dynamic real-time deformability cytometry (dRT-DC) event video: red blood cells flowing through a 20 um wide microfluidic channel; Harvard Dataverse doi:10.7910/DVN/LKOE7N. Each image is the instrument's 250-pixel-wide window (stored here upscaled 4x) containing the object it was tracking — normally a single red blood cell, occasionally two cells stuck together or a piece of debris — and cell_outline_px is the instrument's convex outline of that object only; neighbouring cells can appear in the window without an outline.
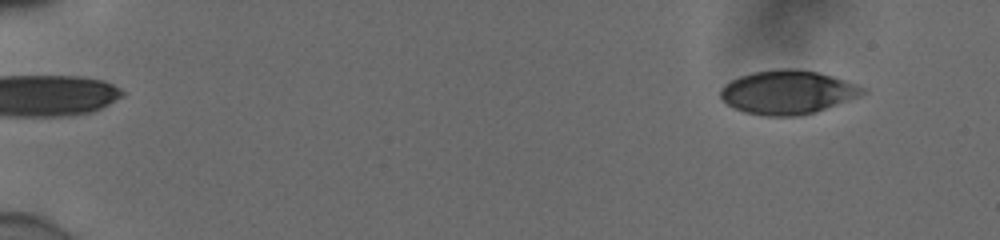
{"species": "human", "species_latin": "Homo sapiens", "temperature_condition": "cold", "stored_images_in_passage": 54, "camera_frame_rate_fps": 3000, "um_per_image_px": 0.085, "donor": {"sex": "male"}, "frame": {"image": 1, "passage_image": 5, "time_ms": 1.333, "image_size_px": [1000, 240], "cell_outline_px": [[868, 92], [860, 96], [816, 112], [800, 116], [768, 116], [744, 112], [728, 104], [720, 96], [720, 88], [724, 84], [740, 76], [752, 72], [780, 68], [792, 68], [816, 72], [832, 76], [868, 88]], "centroid_in_image_um": [66.97, 7.84], "position_along_channel_um": 18.0, "area_um2": 36.3}}
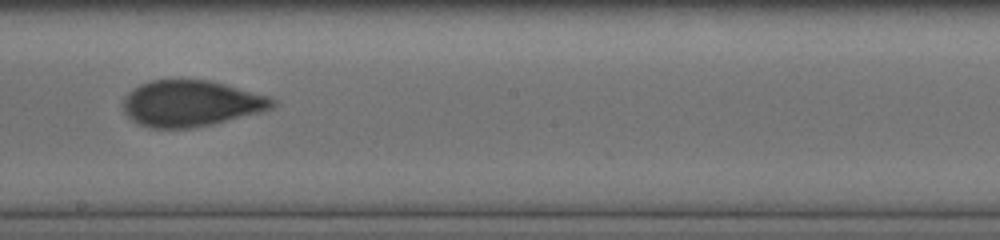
{"frame": {"image": 2, "passage_image": 33, "time_ms": 10.667, "image_size_px": [1000, 240], "cell_outline_px": [[280, 104], [264, 112], [212, 124], [192, 128], [148, 128], [132, 120], [124, 112], [120, 104], [124, 96], [132, 88], [140, 84], [152, 80], [208, 80], [272, 96], [280, 100]], "centroid_in_image_um": [16.28, 8.79], "position_along_channel_um": 231.9, "area_um2": 40.86}}
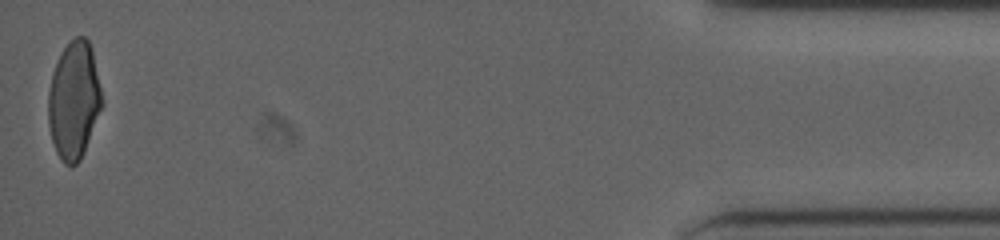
{"frame": {"image": 3, "passage_image": 54, "time_ms": 17.667, "image_size_px": [1000, 240], "cell_outline_px": [[104, 104], [84, 152], [80, 160], [72, 168], [64, 164], [56, 152], [52, 140], [48, 124], [48, 92], [52, 72], [64, 48], [76, 36], [84, 36], [88, 40], [92, 52], [104, 100]], "centroid_in_image_um": [6.29, 8.57], "position_along_channel_um": 428.9, "area_um2": 36.93}, "authors_computed_cell_mechanics": {"area_um2": 38.9283, "velocity_mm_per_s": 3.8911, "shape_relaxation_time_tau1_ms": 5.1428, "shape_relaxation_time_tau2_ms": 1.3623, "deformation_change_tau1": 0.1474, "deformation_change_tau2": 0.0654}}